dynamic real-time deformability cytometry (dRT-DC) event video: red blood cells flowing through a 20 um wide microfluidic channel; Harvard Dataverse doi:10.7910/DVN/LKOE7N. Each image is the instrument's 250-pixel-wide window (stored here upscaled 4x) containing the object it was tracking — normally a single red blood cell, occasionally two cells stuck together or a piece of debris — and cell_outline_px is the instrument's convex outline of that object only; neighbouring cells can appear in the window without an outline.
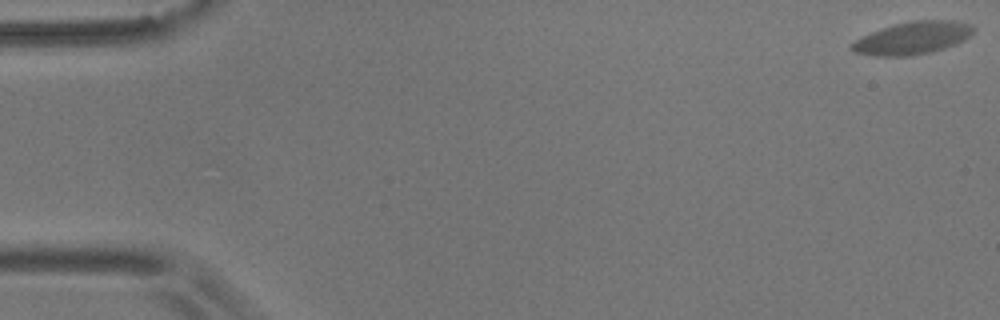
{"species": "common noctule bat (a hibernating species)", "species_latin": "Nyctalus noctula", "temperature_condition": "room temperature", "stored_images_in_passage": 9, "camera_frame_rate_fps": 3000, "um_per_image_px": 0.085, "animal": {"sex": "male", "body_mass_g": 17.9}, "frame": {"image": 1, "passage_image": 1, "time_ms": 0.0, "image_size_px": [1000, 320], "cell_outline_px": [[972, 32], [964, 40], [956, 44], [932, 52], [912, 56], [876, 56], [852, 52], [848, 48], [856, 40], [880, 28], [912, 20], [956, 20], [972, 24]], "centroid_in_image_um": [77.56, 3.24], "position_along_channel_um": 7.4, "area_um2": 23.12}}